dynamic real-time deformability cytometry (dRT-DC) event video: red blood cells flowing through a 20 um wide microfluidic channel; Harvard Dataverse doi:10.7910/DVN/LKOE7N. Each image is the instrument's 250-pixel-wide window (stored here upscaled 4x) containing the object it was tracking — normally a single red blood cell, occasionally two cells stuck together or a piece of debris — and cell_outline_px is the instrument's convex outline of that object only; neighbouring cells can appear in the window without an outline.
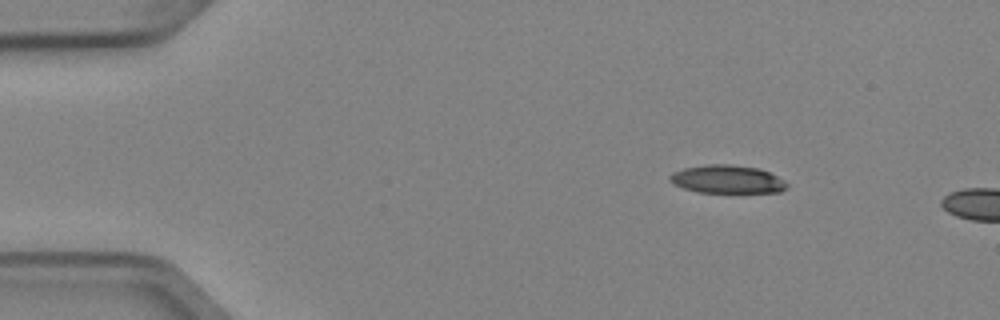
{"species": "Egyptian fruit bat (a non-hibernating species)", "species_latin": "Rousettus aegyptiacus", "temperature_condition": "cold", "stored_images_in_passage": 2, "camera_frame_rate_fps": 3000, "um_per_image_px": 0.085, "animal": {"sex": "female"}, "frame": {"image": 1, "passage_image": 1, "time_ms": 0.0, "image_size_px": [1000, 320], "cell_outline_px": [[788, 188], [780, 192], [700, 192], [684, 188], [676, 184], [668, 176], [672, 172], [684, 168], [708, 164], [728, 164], [756, 168], [768, 172], [784, 180], [788, 184]], "centroid_in_image_um": [61.84, 15.23], "position_along_channel_um": 23.2, "area_um2": 18.9}}